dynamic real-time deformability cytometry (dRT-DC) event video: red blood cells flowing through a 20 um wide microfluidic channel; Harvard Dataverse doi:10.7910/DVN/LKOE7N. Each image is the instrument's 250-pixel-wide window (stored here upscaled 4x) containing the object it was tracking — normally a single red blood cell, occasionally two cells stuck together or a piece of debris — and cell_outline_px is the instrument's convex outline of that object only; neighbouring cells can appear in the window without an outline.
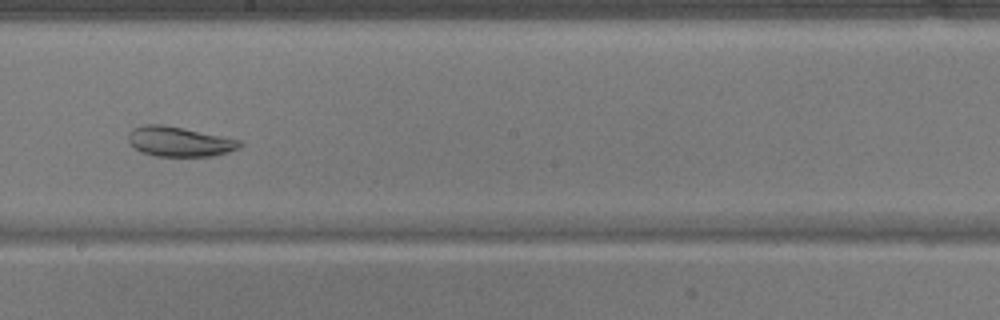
{"species": "common noctule bat (a hibernating species)", "species_latin": "Nyctalus noctula", "temperature_condition": "warm", "stored_images_in_passage": 48, "camera_frame_rate_fps": 3000, "um_per_image_px": 0.085, "animal": {"sex": "male", "body_mass_g": 17.9}, "frame": {"image": 1, "passage_image": 27, "time_ms": 8.667, "image_size_px": [1000, 320], "cell_outline_px": [[244, 144], [240, 148], [228, 152], [212, 156], [156, 156], [144, 152], [136, 148], [128, 140], [128, 132], [132, 128], [144, 124], [164, 124], [184, 128], [240, 140]], "centroid_in_image_um": [15.26, 12.02], "position_along_channel_um": 232.9, "area_um2": 19.36}}
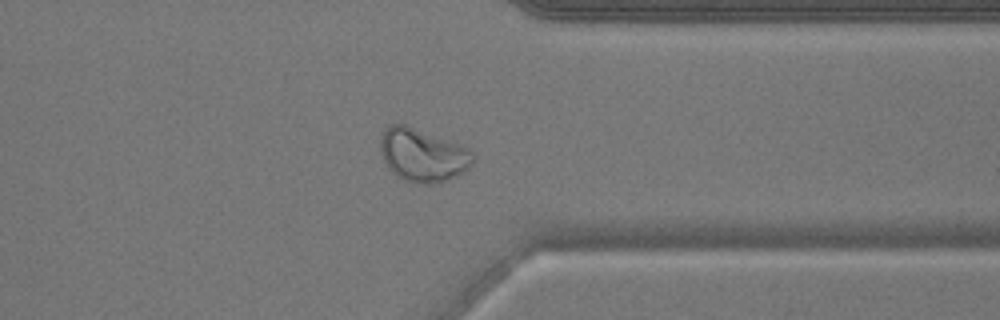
{"frame": {"image": 2, "passage_image": 38, "time_ms": 12.333, "image_size_px": [1000, 320], "cell_outline_px": [[476, 156], [472, 164], [464, 172], [456, 176], [432, 184], [424, 184], [404, 180], [396, 176], [388, 168], [380, 152], [380, 136], [384, 128], [388, 124], [404, 124], [468, 148]], "centroid_in_image_um": [35.9, 13.18], "position_along_channel_um": 375.5, "area_um2": 28.55}}
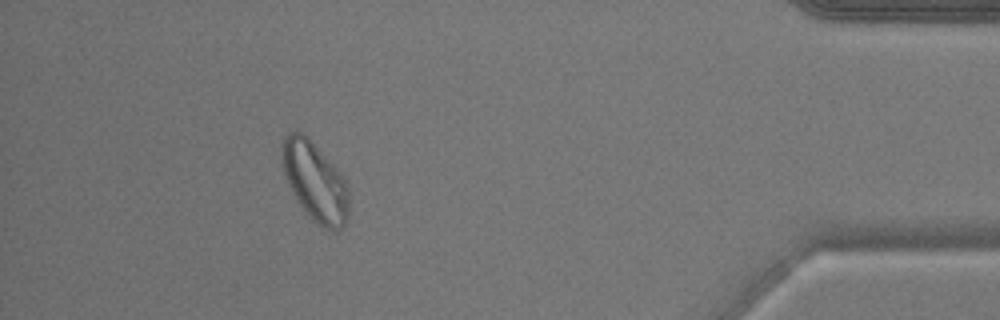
{"frame": {"image": 3, "passage_image": 44, "time_ms": 14.333, "image_size_px": [1000, 320], "cell_outline_px": [[348, 216], [344, 224], [336, 232], [324, 228], [312, 220], [308, 216], [296, 200], [288, 184], [280, 160], [280, 144], [284, 136], [288, 132], [304, 132], [340, 172], [348, 188]], "centroid_in_image_um": [26.73, 15.41], "position_along_channel_um": 408.5, "area_um2": 31.15}}